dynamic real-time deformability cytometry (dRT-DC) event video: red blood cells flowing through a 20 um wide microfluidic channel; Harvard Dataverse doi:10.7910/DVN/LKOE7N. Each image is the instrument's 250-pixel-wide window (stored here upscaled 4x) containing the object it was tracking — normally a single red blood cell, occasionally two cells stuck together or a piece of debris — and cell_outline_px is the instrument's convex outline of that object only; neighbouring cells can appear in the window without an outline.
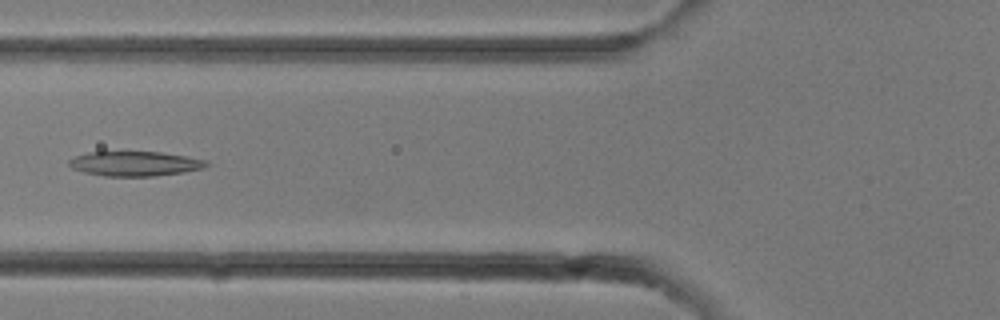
{"species": "common noctule bat (a hibernating species)", "species_latin": "Nyctalus noctula", "temperature_condition": "room temperature", "stored_images_in_passage": 11, "camera_frame_rate_fps": 3000, "um_per_image_px": 0.085, "animal": {"sex": "female"}, "frame": {"image": 1, "passage_image": 10, "time_ms": 3.0, "image_size_px": [1000, 320], "cell_outline_px": [[208, 164], [204, 168], [184, 172], [156, 176], [104, 176], [84, 172], [72, 168], [68, 164], [68, 160], [76, 156], [88, 152], [160, 152], [188, 156], [208, 160]], "centroid_in_image_um": [11.49, 13.91], "position_along_channel_um": 114.3, "area_um2": 19.83}}